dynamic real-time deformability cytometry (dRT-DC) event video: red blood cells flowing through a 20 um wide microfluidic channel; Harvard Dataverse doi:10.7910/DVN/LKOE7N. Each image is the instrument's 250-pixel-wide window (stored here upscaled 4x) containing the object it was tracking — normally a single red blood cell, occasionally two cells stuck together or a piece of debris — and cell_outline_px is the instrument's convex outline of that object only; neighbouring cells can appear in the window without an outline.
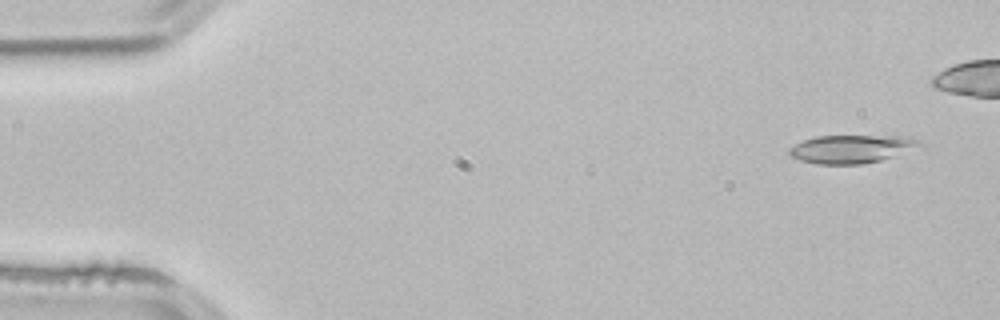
{"species": "common noctule bat (a hibernating species)", "species_latin": "Nyctalus noctula", "temperature_condition": "room temperature", "stored_images_in_passage": 3, "camera_frame_rate_fps": 3000, "um_per_image_px": 0.085, "animal": {"sex": "male", "body_mass_g": 21.5, "forearm_length_mm": 52.0}, "frame": {"image": 1, "passage_image": 1, "time_ms": 0.0, "image_size_px": [1000, 320], "cell_outline_px": [[924, 148], [896, 156], [864, 164], [816, 164], [800, 160], [792, 156], [788, 152], [788, 148], [804, 140], [816, 136], [900, 136], [920, 140], [924, 144]], "centroid_in_image_um": [72.47, 12.66], "position_along_channel_um": 12.5, "area_um2": 21.73}}